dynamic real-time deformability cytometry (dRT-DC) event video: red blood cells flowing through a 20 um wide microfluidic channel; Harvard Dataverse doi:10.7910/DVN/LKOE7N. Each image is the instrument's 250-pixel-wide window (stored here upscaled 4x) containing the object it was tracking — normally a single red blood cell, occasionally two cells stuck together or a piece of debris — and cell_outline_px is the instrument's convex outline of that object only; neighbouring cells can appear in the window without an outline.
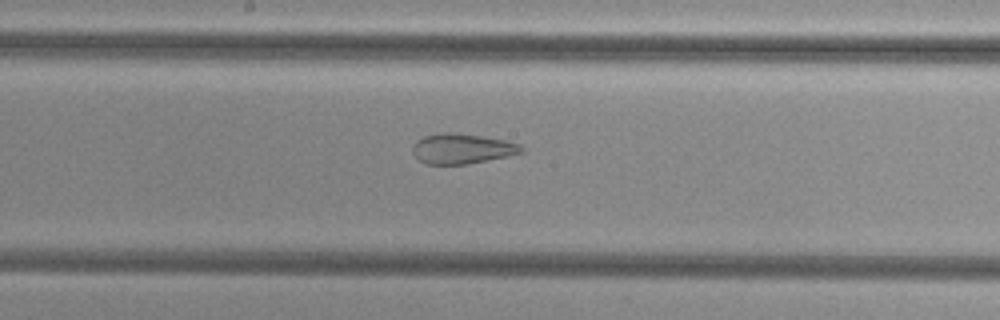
{"species": "common noctule bat (a hibernating species)", "species_latin": "Nyctalus noctula", "temperature_condition": "cold", "stored_images_in_passage": 53, "camera_frame_rate_fps": 3000, "um_per_image_px": 0.085, "animal": {"sex": "female", "body_mass_g": 29.2, "forearm_length_mm": 56.3}, "frame": {"image": 1, "passage_image": 29, "time_ms": 9.333, "image_size_px": [1000, 320], "cell_outline_px": [[524, 152], [508, 156], [468, 164], [428, 164], [420, 160], [412, 152], [412, 148], [416, 140], [424, 136], [444, 132], [448, 132], [480, 136], [504, 140], [520, 144], [524, 148]], "centroid_in_image_um": [39.28, 12.64], "position_along_channel_um": 208.9, "area_um2": 18.96}}
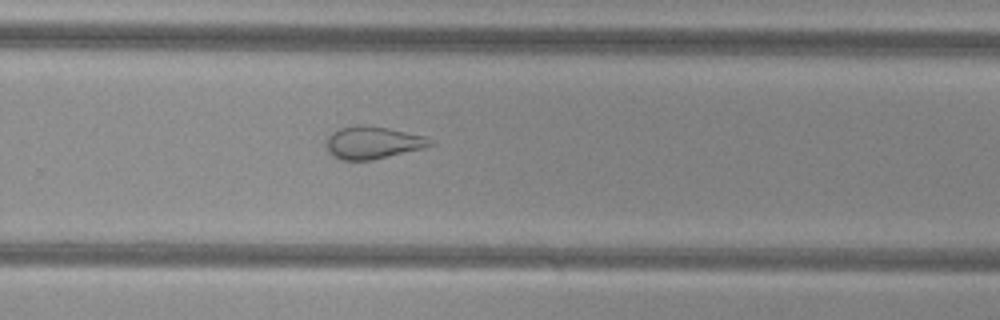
{"frame": {"image": 2, "passage_image": 36, "time_ms": 11.667, "image_size_px": [1000, 320], "cell_outline_px": [[436, 144], [424, 148], [372, 160], [344, 160], [332, 156], [328, 152], [324, 144], [328, 136], [332, 132], [340, 128], [388, 128], [424, 136]], "centroid_in_image_um": [31.68, 12.17], "position_along_channel_um": 298.1, "area_um2": 19.02}}
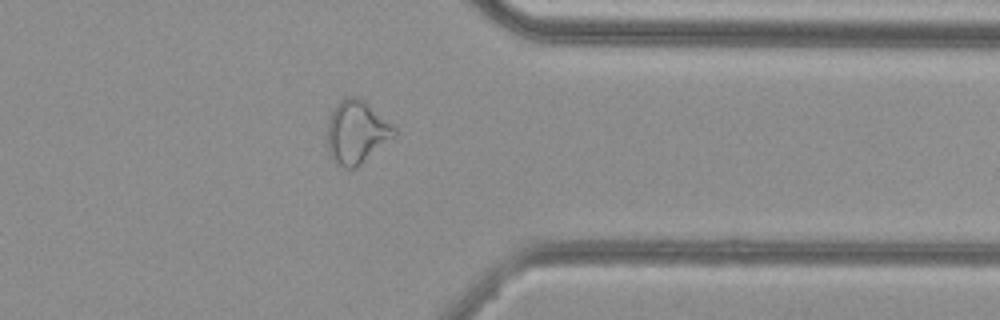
{"frame": {"image": 3, "passage_image": 43, "time_ms": 14.0, "image_size_px": [1000, 320], "cell_outline_px": [[400, 132], [396, 136], [356, 168], [344, 168], [336, 164], [332, 160], [328, 152], [328, 120], [332, 112], [340, 100], [344, 96], [356, 96], [364, 100], [392, 124]], "centroid_in_image_um": [30.33, 11.24], "position_along_channel_um": 381.1, "area_um2": 24.8}, "authors_computed_cell_mechanics": {"area_um2": 26.01, "velocity_mm_per_s": 3.8313, "shape_relaxation_time_tau1_ms": null, "shape_relaxation_time_tau2_ms": 1.996, "deformation_change_tau1": null, "deformation_change_tau2": 0.0989}}